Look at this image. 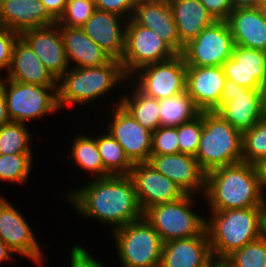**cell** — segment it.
Returning a JSON list of instances; mask_svg holds the SVG:
<instances>
[{"mask_svg":"<svg viewBox=\"0 0 266 267\" xmlns=\"http://www.w3.org/2000/svg\"><path fill=\"white\" fill-rule=\"evenodd\" d=\"M31 134L25 123L11 121L0 127V154L31 153Z\"/></svg>","mask_w":266,"mask_h":267,"instance_id":"obj_32","label":"cell"},{"mask_svg":"<svg viewBox=\"0 0 266 267\" xmlns=\"http://www.w3.org/2000/svg\"><path fill=\"white\" fill-rule=\"evenodd\" d=\"M3 87L11 121L26 123L60 110L57 86L25 84L4 78Z\"/></svg>","mask_w":266,"mask_h":267,"instance_id":"obj_8","label":"cell"},{"mask_svg":"<svg viewBox=\"0 0 266 267\" xmlns=\"http://www.w3.org/2000/svg\"><path fill=\"white\" fill-rule=\"evenodd\" d=\"M131 19L138 25L152 29L177 54H181V41L168 0H139Z\"/></svg>","mask_w":266,"mask_h":267,"instance_id":"obj_20","label":"cell"},{"mask_svg":"<svg viewBox=\"0 0 266 267\" xmlns=\"http://www.w3.org/2000/svg\"><path fill=\"white\" fill-rule=\"evenodd\" d=\"M126 79L120 60L113 58L102 66H73L57 80L58 106L62 109L66 105L93 101Z\"/></svg>","mask_w":266,"mask_h":267,"instance_id":"obj_4","label":"cell"},{"mask_svg":"<svg viewBox=\"0 0 266 267\" xmlns=\"http://www.w3.org/2000/svg\"><path fill=\"white\" fill-rule=\"evenodd\" d=\"M216 21H226L232 12L231 0H199Z\"/></svg>","mask_w":266,"mask_h":267,"instance_id":"obj_41","label":"cell"},{"mask_svg":"<svg viewBox=\"0 0 266 267\" xmlns=\"http://www.w3.org/2000/svg\"><path fill=\"white\" fill-rule=\"evenodd\" d=\"M148 163L174 181L185 194L194 195L196 190H203L205 194L206 173L195 156L183 153L152 155Z\"/></svg>","mask_w":266,"mask_h":267,"instance_id":"obj_17","label":"cell"},{"mask_svg":"<svg viewBox=\"0 0 266 267\" xmlns=\"http://www.w3.org/2000/svg\"><path fill=\"white\" fill-rule=\"evenodd\" d=\"M265 89L244 87L225 103L217 113L240 132L249 130L262 119L263 96Z\"/></svg>","mask_w":266,"mask_h":267,"instance_id":"obj_25","label":"cell"},{"mask_svg":"<svg viewBox=\"0 0 266 267\" xmlns=\"http://www.w3.org/2000/svg\"><path fill=\"white\" fill-rule=\"evenodd\" d=\"M225 82L222 66H187L186 91L201 112H217L220 109Z\"/></svg>","mask_w":266,"mask_h":267,"instance_id":"obj_15","label":"cell"},{"mask_svg":"<svg viewBox=\"0 0 266 267\" xmlns=\"http://www.w3.org/2000/svg\"><path fill=\"white\" fill-rule=\"evenodd\" d=\"M226 78L248 89H266V52L234 46L222 65Z\"/></svg>","mask_w":266,"mask_h":267,"instance_id":"obj_19","label":"cell"},{"mask_svg":"<svg viewBox=\"0 0 266 267\" xmlns=\"http://www.w3.org/2000/svg\"><path fill=\"white\" fill-rule=\"evenodd\" d=\"M177 53L152 29L127 20L125 49L120 60L125 75L129 78L143 66L165 61Z\"/></svg>","mask_w":266,"mask_h":267,"instance_id":"obj_9","label":"cell"},{"mask_svg":"<svg viewBox=\"0 0 266 267\" xmlns=\"http://www.w3.org/2000/svg\"><path fill=\"white\" fill-rule=\"evenodd\" d=\"M71 249L70 267H105L91 257L83 247L76 245Z\"/></svg>","mask_w":266,"mask_h":267,"instance_id":"obj_42","label":"cell"},{"mask_svg":"<svg viewBox=\"0 0 266 267\" xmlns=\"http://www.w3.org/2000/svg\"><path fill=\"white\" fill-rule=\"evenodd\" d=\"M43 62L49 72L58 80L70 69L60 26L53 25L28 30L20 35Z\"/></svg>","mask_w":266,"mask_h":267,"instance_id":"obj_18","label":"cell"},{"mask_svg":"<svg viewBox=\"0 0 266 267\" xmlns=\"http://www.w3.org/2000/svg\"><path fill=\"white\" fill-rule=\"evenodd\" d=\"M31 160V153L0 154V180L20 184L27 181L32 168Z\"/></svg>","mask_w":266,"mask_h":267,"instance_id":"obj_35","label":"cell"},{"mask_svg":"<svg viewBox=\"0 0 266 267\" xmlns=\"http://www.w3.org/2000/svg\"><path fill=\"white\" fill-rule=\"evenodd\" d=\"M192 194L181 199L147 208L143 217L160 235L163 243L181 238L200 236L206 230V220L192 211Z\"/></svg>","mask_w":266,"mask_h":267,"instance_id":"obj_7","label":"cell"},{"mask_svg":"<svg viewBox=\"0 0 266 267\" xmlns=\"http://www.w3.org/2000/svg\"><path fill=\"white\" fill-rule=\"evenodd\" d=\"M195 158L205 173L242 162V132L217 112L204 111L203 130Z\"/></svg>","mask_w":266,"mask_h":267,"instance_id":"obj_5","label":"cell"},{"mask_svg":"<svg viewBox=\"0 0 266 267\" xmlns=\"http://www.w3.org/2000/svg\"><path fill=\"white\" fill-rule=\"evenodd\" d=\"M126 20L116 13L96 9L82 29L113 59L121 60L125 49Z\"/></svg>","mask_w":266,"mask_h":267,"instance_id":"obj_21","label":"cell"},{"mask_svg":"<svg viewBox=\"0 0 266 267\" xmlns=\"http://www.w3.org/2000/svg\"><path fill=\"white\" fill-rule=\"evenodd\" d=\"M235 45L266 52V10L235 9L226 20Z\"/></svg>","mask_w":266,"mask_h":267,"instance_id":"obj_24","label":"cell"},{"mask_svg":"<svg viewBox=\"0 0 266 267\" xmlns=\"http://www.w3.org/2000/svg\"><path fill=\"white\" fill-rule=\"evenodd\" d=\"M260 209H261L262 237L266 238V198L265 197L260 206Z\"/></svg>","mask_w":266,"mask_h":267,"instance_id":"obj_49","label":"cell"},{"mask_svg":"<svg viewBox=\"0 0 266 267\" xmlns=\"http://www.w3.org/2000/svg\"><path fill=\"white\" fill-rule=\"evenodd\" d=\"M177 127H158L152 132V155L180 153Z\"/></svg>","mask_w":266,"mask_h":267,"instance_id":"obj_38","label":"cell"},{"mask_svg":"<svg viewBox=\"0 0 266 267\" xmlns=\"http://www.w3.org/2000/svg\"><path fill=\"white\" fill-rule=\"evenodd\" d=\"M205 199L211 211L260 207L262 193L254 164L239 162L206 173Z\"/></svg>","mask_w":266,"mask_h":267,"instance_id":"obj_2","label":"cell"},{"mask_svg":"<svg viewBox=\"0 0 266 267\" xmlns=\"http://www.w3.org/2000/svg\"><path fill=\"white\" fill-rule=\"evenodd\" d=\"M143 212L158 204L171 203L186 194L171 179L158 172L148 162L134 163L129 173Z\"/></svg>","mask_w":266,"mask_h":267,"instance_id":"obj_12","label":"cell"},{"mask_svg":"<svg viewBox=\"0 0 266 267\" xmlns=\"http://www.w3.org/2000/svg\"><path fill=\"white\" fill-rule=\"evenodd\" d=\"M232 8L245 9V8H260V0H231Z\"/></svg>","mask_w":266,"mask_h":267,"instance_id":"obj_47","label":"cell"},{"mask_svg":"<svg viewBox=\"0 0 266 267\" xmlns=\"http://www.w3.org/2000/svg\"><path fill=\"white\" fill-rule=\"evenodd\" d=\"M0 238L14 251L41 265L42 251L22 214L0 197Z\"/></svg>","mask_w":266,"mask_h":267,"instance_id":"obj_14","label":"cell"},{"mask_svg":"<svg viewBox=\"0 0 266 267\" xmlns=\"http://www.w3.org/2000/svg\"><path fill=\"white\" fill-rule=\"evenodd\" d=\"M7 1H10V0H0V6H1L3 3L7 2Z\"/></svg>","mask_w":266,"mask_h":267,"instance_id":"obj_53","label":"cell"},{"mask_svg":"<svg viewBox=\"0 0 266 267\" xmlns=\"http://www.w3.org/2000/svg\"><path fill=\"white\" fill-rule=\"evenodd\" d=\"M235 43L226 21H215L184 46L182 56L187 66H222L230 57Z\"/></svg>","mask_w":266,"mask_h":267,"instance_id":"obj_10","label":"cell"},{"mask_svg":"<svg viewBox=\"0 0 266 267\" xmlns=\"http://www.w3.org/2000/svg\"><path fill=\"white\" fill-rule=\"evenodd\" d=\"M119 259L124 267H159L163 242L144 218L113 230Z\"/></svg>","mask_w":266,"mask_h":267,"instance_id":"obj_6","label":"cell"},{"mask_svg":"<svg viewBox=\"0 0 266 267\" xmlns=\"http://www.w3.org/2000/svg\"><path fill=\"white\" fill-rule=\"evenodd\" d=\"M97 147L105 168V177L110 175H129L133 163L125 155L122 146L109 132L96 138Z\"/></svg>","mask_w":266,"mask_h":267,"instance_id":"obj_30","label":"cell"},{"mask_svg":"<svg viewBox=\"0 0 266 267\" xmlns=\"http://www.w3.org/2000/svg\"><path fill=\"white\" fill-rule=\"evenodd\" d=\"M19 36V34L10 29L0 26V71L2 69H5L6 72L8 71L13 47Z\"/></svg>","mask_w":266,"mask_h":267,"instance_id":"obj_39","label":"cell"},{"mask_svg":"<svg viewBox=\"0 0 266 267\" xmlns=\"http://www.w3.org/2000/svg\"><path fill=\"white\" fill-rule=\"evenodd\" d=\"M12 253L15 252L0 238V263L11 259Z\"/></svg>","mask_w":266,"mask_h":267,"instance_id":"obj_48","label":"cell"},{"mask_svg":"<svg viewBox=\"0 0 266 267\" xmlns=\"http://www.w3.org/2000/svg\"><path fill=\"white\" fill-rule=\"evenodd\" d=\"M133 90L131 98L125 95L119 103L144 128L154 132L160 127L159 100L144 95L137 88Z\"/></svg>","mask_w":266,"mask_h":267,"instance_id":"obj_29","label":"cell"},{"mask_svg":"<svg viewBox=\"0 0 266 267\" xmlns=\"http://www.w3.org/2000/svg\"><path fill=\"white\" fill-rule=\"evenodd\" d=\"M81 214L112 225L115 230L143 217L134 184L129 175L97 178L67 195Z\"/></svg>","mask_w":266,"mask_h":267,"instance_id":"obj_1","label":"cell"},{"mask_svg":"<svg viewBox=\"0 0 266 267\" xmlns=\"http://www.w3.org/2000/svg\"><path fill=\"white\" fill-rule=\"evenodd\" d=\"M186 69L182 54H176L170 59L143 66L134 72L138 77L137 80L134 79L137 81L135 87L144 95L157 100L169 98L186 90Z\"/></svg>","mask_w":266,"mask_h":267,"instance_id":"obj_11","label":"cell"},{"mask_svg":"<svg viewBox=\"0 0 266 267\" xmlns=\"http://www.w3.org/2000/svg\"><path fill=\"white\" fill-rule=\"evenodd\" d=\"M173 12L177 32L184 46L194 40L199 33L216 20L199 0H168Z\"/></svg>","mask_w":266,"mask_h":267,"instance_id":"obj_27","label":"cell"},{"mask_svg":"<svg viewBox=\"0 0 266 267\" xmlns=\"http://www.w3.org/2000/svg\"><path fill=\"white\" fill-rule=\"evenodd\" d=\"M160 126L178 127L200 114L193 98L185 90L166 99L159 100Z\"/></svg>","mask_w":266,"mask_h":267,"instance_id":"obj_28","label":"cell"},{"mask_svg":"<svg viewBox=\"0 0 266 267\" xmlns=\"http://www.w3.org/2000/svg\"><path fill=\"white\" fill-rule=\"evenodd\" d=\"M139 0H94L96 9L116 13L124 16L127 20L131 18L134 7ZM130 15V16H129Z\"/></svg>","mask_w":266,"mask_h":267,"instance_id":"obj_40","label":"cell"},{"mask_svg":"<svg viewBox=\"0 0 266 267\" xmlns=\"http://www.w3.org/2000/svg\"><path fill=\"white\" fill-rule=\"evenodd\" d=\"M71 155L79 167L98 174L96 177H105V168L100 156L96 138L79 135L73 141Z\"/></svg>","mask_w":266,"mask_h":267,"instance_id":"obj_31","label":"cell"},{"mask_svg":"<svg viewBox=\"0 0 266 267\" xmlns=\"http://www.w3.org/2000/svg\"><path fill=\"white\" fill-rule=\"evenodd\" d=\"M203 130V112L177 127L180 153L195 156Z\"/></svg>","mask_w":266,"mask_h":267,"instance_id":"obj_37","label":"cell"},{"mask_svg":"<svg viewBox=\"0 0 266 267\" xmlns=\"http://www.w3.org/2000/svg\"><path fill=\"white\" fill-rule=\"evenodd\" d=\"M244 87L238 85L235 81L226 78L224 90L220 98V108L227 102L233 100V96L240 92Z\"/></svg>","mask_w":266,"mask_h":267,"instance_id":"obj_43","label":"cell"},{"mask_svg":"<svg viewBox=\"0 0 266 267\" xmlns=\"http://www.w3.org/2000/svg\"><path fill=\"white\" fill-rule=\"evenodd\" d=\"M262 119L266 122V89L263 96Z\"/></svg>","mask_w":266,"mask_h":267,"instance_id":"obj_50","label":"cell"},{"mask_svg":"<svg viewBox=\"0 0 266 267\" xmlns=\"http://www.w3.org/2000/svg\"><path fill=\"white\" fill-rule=\"evenodd\" d=\"M11 122L6 105L3 78H0V127Z\"/></svg>","mask_w":266,"mask_h":267,"instance_id":"obj_45","label":"cell"},{"mask_svg":"<svg viewBox=\"0 0 266 267\" xmlns=\"http://www.w3.org/2000/svg\"><path fill=\"white\" fill-rule=\"evenodd\" d=\"M213 267H226L221 262H217Z\"/></svg>","mask_w":266,"mask_h":267,"instance_id":"obj_52","label":"cell"},{"mask_svg":"<svg viewBox=\"0 0 266 267\" xmlns=\"http://www.w3.org/2000/svg\"><path fill=\"white\" fill-rule=\"evenodd\" d=\"M221 263L226 267H266V238L261 236L233 251Z\"/></svg>","mask_w":266,"mask_h":267,"instance_id":"obj_33","label":"cell"},{"mask_svg":"<svg viewBox=\"0 0 266 267\" xmlns=\"http://www.w3.org/2000/svg\"><path fill=\"white\" fill-rule=\"evenodd\" d=\"M47 12L57 21L63 14L67 0H40Z\"/></svg>","mask_w":266,"mask_h":267,"instance_id":"obj_44","label":"cell"},{"mask_svg":"<svg viewBox=\"0 0 266 267\" xmlns=\"http://www.w3.org/2000/svg\"><path fill=\"white\" fill-rule=\"evenodd\" d=\"M243 162L256 164L266 158V122L261 119L242 133Z\"/></svg>","mask_w":266,"mask_h":267,"instance_id":"obj_34","label":"cell"},{"mask_svg":"<svg viewBox=\"0 0 266 267\" xmlns=\"http://www.w3.org/2000/svg\"><path fill=\"white\" fill-rule=\"evenodd\" d=\"M55 23L40 0H10L0 6V26L19 35Z\"/></svg>","mask_w":266,"mask_h":267,"instance_id":"obj_22","label":"cell"},{"mask_svg":"<svg viewBox=\"0 0 266 267\" xmlns=\"http://www.w3.org/2000/svg\"><path fill=\"white\" fill-rule=\"evenodd\" d=\"M260 8L266 10V0H260Z\"/></svg>","mask_w":266,"mask_h":267,"instance_id":"obj_51","label":"cell"},{"mask_svg":"<svg viewBox=\"0 0 266 267\" xmlns=\"http://www.w3.org/2000/svg\"><path fill=\"white\" fill-rule=\"evenodd\" d=\"M206 220L211 252L222 262L233 251L262 236L260 207L211 211Z\"/></svg>","mask_w":266,"mask_h":267,"instance_id":"obj_3","label":"cell"},{"mask_svg":"<svg viewBox=\"0 0 266 267\" xmlns=\"http://www.w3.org/2000/svg\"><path fill=\"white\" fill-rule=\"evenodd\" d=\"M108 132L122 146L134 163L148 162L151 156L152 131L144 128L118 102Z\"/></svg>","mask_w":266,"mask_h":267,"instance_id":"obj_13","label":"cell"},{"mask_svg":"<svg viewBox=\"0 0 266 267\" xmlns=\"http://www.w3.org/2000/svg\"><path fill=\"white\" fill-rule=\"evenodd\" d=\"M95 10L94 0H67L64 12L56 23L59 26L82 28Z\"/></svg>","mask_w":266,"mask_h":267,"instance_id":"obj_36","label":"cell"},{"mask_svg":"<svg viewBox=\"0 0 266 267\" xmlns=\"http://www.w3.org/2000/svg\"><path fill=\"white\" fill-rule=\"evenodd\" d=\"M254 165L258 174V180L260 183L261 190L262 192H265L264 189H266V158L259 160Z\"/></svg>","mask_w":266,"mask_h":267,"instance_id":"obj_46","label":"cell"},{"mask_svg":"<svg viewBox=\"0 0 266 267\" xmlns=\"http://www.w3.org/2000/svg\"><path fill=\"white\" fill-rule=\"evenodd\" d=\"M216 263L205 230L200 236L163 243L159 267H213Z\"/></svg>","mask_w":266,"mask_h":267,"instance_id":"obj_16","label":"cell"},{"mask_svg":"<svg viewBox=\"0 0 266 267\" xmlns=\"http://www.w3.org/2000/svg\"><path fill=\"white\" fill-rule=\"evenodd\" d=\"M6 79L25 84L57 86V79L49 72L29 44L19 36L14 44Z\"/></svg>","mask_w":266,"mask_h":267,"instance_id":"obj_23","label":"cell"},{"mask_svg":"<svg viewBox=\"0 0 266 267\" xmlns=\"http://www.w3.org/2000/svg\"><path fill=\"white\" fill-rule=\"evenodd\" d=\"M60 33L69 65L73 60L75 67H97L107 64L112 59L82 28L60 26Z\"/></svg>","mask_w":266,"mask_h":267,"instance_id":"obj_26","label":"cell"}]
</instances>
